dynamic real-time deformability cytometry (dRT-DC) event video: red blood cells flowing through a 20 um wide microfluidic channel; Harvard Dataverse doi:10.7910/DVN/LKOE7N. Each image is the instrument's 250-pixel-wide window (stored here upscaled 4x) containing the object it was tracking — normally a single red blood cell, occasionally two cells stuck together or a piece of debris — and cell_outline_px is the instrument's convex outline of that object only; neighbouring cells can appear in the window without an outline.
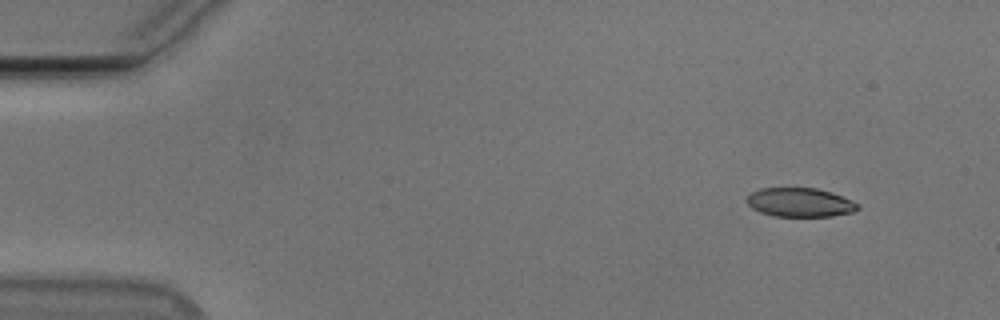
{"species": "Egyptian fruit bat (a non-hibernating species)", "species_latin": "Rousettus aegyptiacus", "temperature_condition": "cold", "stored_images_in_passage": 51, "segment_of_instrument_passage": [1, 2], "camera_frame_rate_fps": 3000, "um_per_image_px": 0.085, "animal": {"sex": "male"}, "frame": {"image": 1, "passage_image": 1, "time_ms": 0.0, "image_size_px": [1000, 320], "cell_outline_px": [[860, 208], [852, 212], [832, 216], [776, 216], [760, 212], [752, 208], [748, 204], [748, 196], [752, 192], [760, 188], [816, 188], [832, 192], [852, 200], [860, 204]], "centroid_in_image_um": [68.04, 17.2], "position_along_channel_um": 17.0, "area_um2": 18.67}}
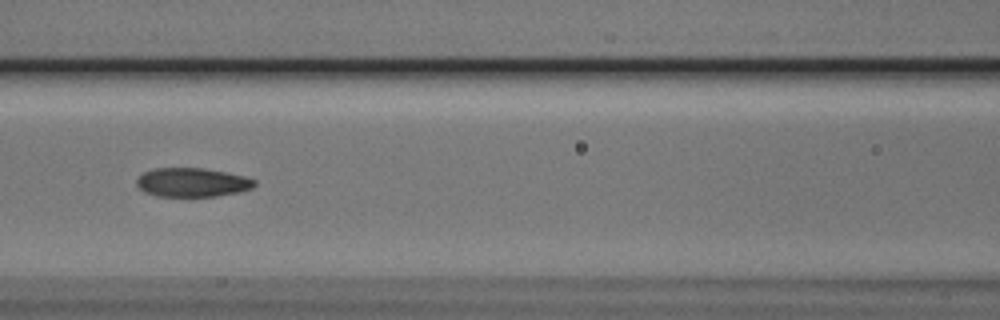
{"frame": {"image": 2, "passage_image": 20, "time_ms": 6.333, "image_size_px": [1000, 320], "cell_outline_px": [[256, 184], [252, 188], [240, 192], [216, 196], [156, 196], [144, 192], [136, 184], [136, 180], [144, 172], [152, 168], [204, 168], [244, 176], [256, 180]], "centroid_in_image_um": [16.33, 15.5], "position_along_channel_um": 150.3, "area_um2": 19.88}}
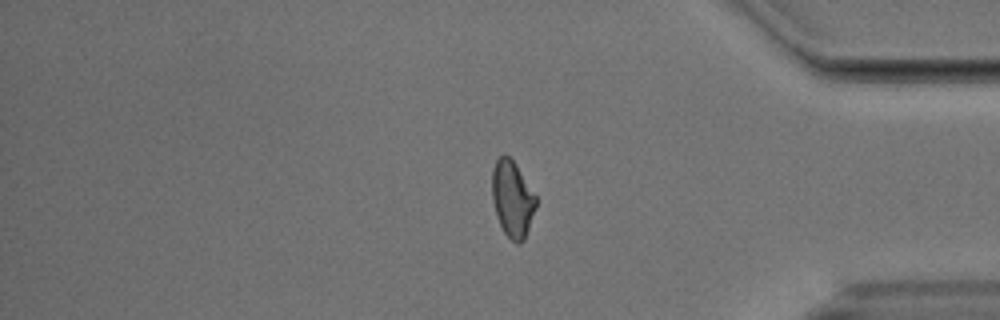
{"frame": {"image": 3, "passage_image": 41, "time_ms": 13.333, "image_size_px": [1000, 320], "cell_outline_px": [[536, 208], [524, 240], [520, 244], [516, 244], [504, 232], [496, 216], [492, 200], [492, 172], [496, 160], [504, 152], [516, 164], [536, 196]], "centroid_in_image_um": [43.54, 16.91], "position_along_channel_um": 391.7, "area_um2": 19.54}}